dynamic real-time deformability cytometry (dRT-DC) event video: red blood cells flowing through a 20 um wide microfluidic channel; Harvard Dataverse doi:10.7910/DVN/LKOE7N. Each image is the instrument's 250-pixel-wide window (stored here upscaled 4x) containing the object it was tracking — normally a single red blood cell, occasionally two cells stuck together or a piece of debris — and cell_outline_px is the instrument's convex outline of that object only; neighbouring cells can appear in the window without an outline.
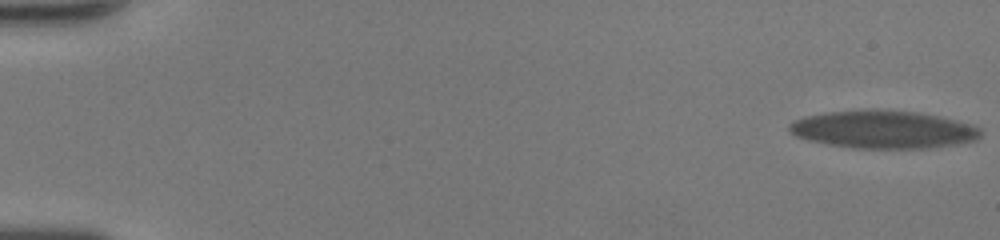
{"species": "human", "species_latin": "Homo sapiens", "temperature_condition": "room temperature", "stored_images_in_passage": 58, "camera_frame_rate_fps": 3000, "um_per_image_px": 0.085, "donor": {"sex": "female"}, "frame": {"image": 1, "passage_image": 1, "time_ms": 0.0, "image_size_px": [1000, 240], "cell_outline_px": [[980, 136], [976, 140], [956, 144], [928, 148], [852, 148], [828, 144], [808, 140], [796, 136], [788, 132], [788, 124], [792, 120], [804, 116], [824, 112], [864, 108], [876, 108], [920, 112], [940, 116], [972, 124], [980, 128]], "centroid_in_image_um": [75.03, 10.98], "position_along_channel_um": 10.0, "area_um2": 43.0}}
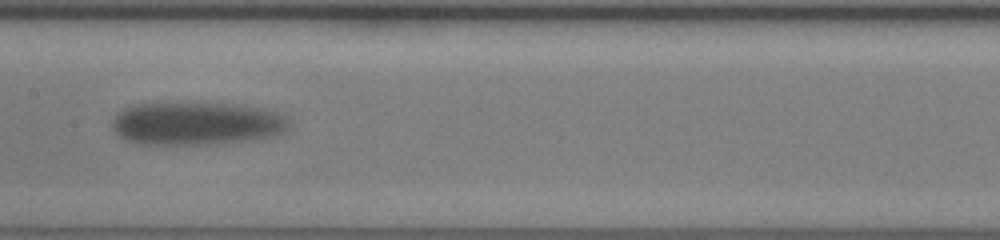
{"frame": {"image": 2, "passage_image": 32, "time_ms": 10.333, "image_size_px": [1000, 240], "cell_outline_px": [[292, 128], [276, 136], [252, 140], [208, 144], [136, 144], [124, 140], [112, 128], [112, 120], [116, 112], [132, 104], [232, 104], [260, 108], [276, 112], [284, 116], [292, 124]], "centroid_in_image_um": [16.71, 10.52], "position_along_channel_um": 190.7, "area_um2": 44.51}}
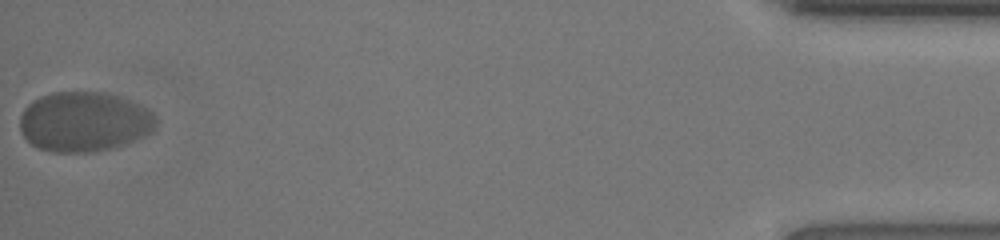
{"frame": {"image": 3, "passage_image": 58, "time_ms": 19.0, "image_size_px": [1000, 240], "cell_outline_px": [[156, 124], [152, 132], [144, 136], [124, 144], [112, 148], [92, 152], [52, 152], [36, 148], [20, 132], [20, 116], [24, 108], [32, 100], [40, 96], [52, 92], [104, 92], [140, 104], [152, 112], [156, 120]], "centroid_in_image_um": [7.13, 10.35], "position_along_channel_um": 428.1, "area_um2": 47.63}, "authors_computed_cell_mechanics": {"area_um2": 44.4771, "velocity_mm_per_s": 3.72, "shape_relaxation_time_tau1_ms": 2.68, "shape_relaxation_time_tau2_ms": null, "deformation_change_tau1": 0.079, "deformation_change_tau2": null}}